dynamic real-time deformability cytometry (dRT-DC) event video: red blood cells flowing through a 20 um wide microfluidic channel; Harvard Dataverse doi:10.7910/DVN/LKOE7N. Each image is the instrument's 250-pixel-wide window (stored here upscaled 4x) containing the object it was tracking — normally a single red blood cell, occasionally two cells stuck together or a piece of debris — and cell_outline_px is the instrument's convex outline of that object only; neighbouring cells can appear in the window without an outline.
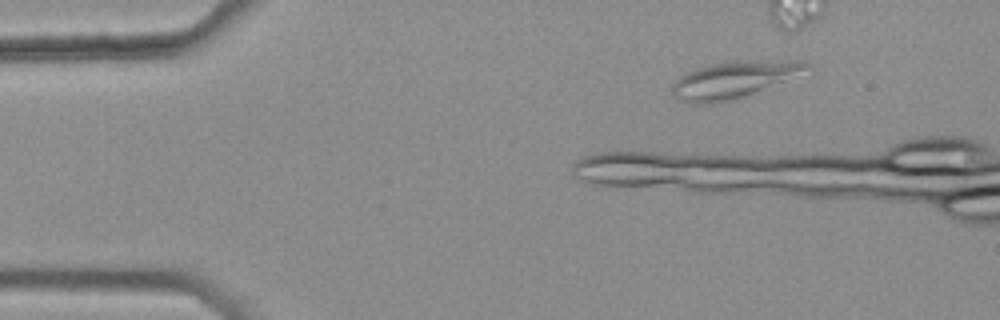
{"species": "common noctule bat (a hibernating species)", "species_latin": "Nyctalus noctula", "temperature_condition": "warm", "stored_images_in_passage": 38, "camera_frame_rate_fps": 3000, "um_per_image_px": 0.085, "animal": {"sex": "female", "body_mass_g": 25.1}, "frame": {"image": 1, "passage_image": 1, "time_ms": 0.0, "image_size_px": [1000, 320], "cell_outline_px": [[812, 68], [744, 96], [732, 100], [712, 104], [696, 104], [680, 100], [672, 96], [672, 84], [684, 72], [696, 68], [712, 64], [732, 60], [804, 60], [812, 64]], "centroid_in_image_um": [62.33, 6.75], "position_along_channel_um": 22.7, "area_um2": 28.78}}
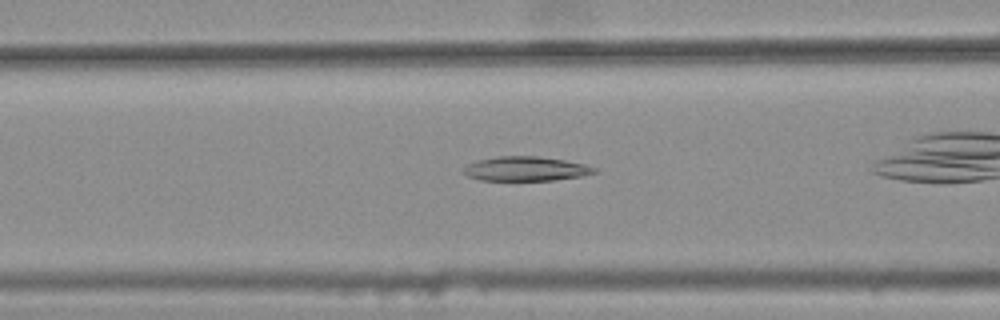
{"frame": {"image": 2, "passage_image": 12, "time_ms": 3.667, "image_size_px": [1000, 320], "cell_outline_px": [[596, 172], [580, 176], [552, 180], [480, 180], [468, 176], [464, 172], [464, 168], [468, 164], [476, 160], [496, 156], [536, 156], [564, 160], [584, 164], [596, 168]], "centroid_in_image_um": [44.66, 14.34], "position_along_channel_um": 121.9, "area_um2": 18.38}}